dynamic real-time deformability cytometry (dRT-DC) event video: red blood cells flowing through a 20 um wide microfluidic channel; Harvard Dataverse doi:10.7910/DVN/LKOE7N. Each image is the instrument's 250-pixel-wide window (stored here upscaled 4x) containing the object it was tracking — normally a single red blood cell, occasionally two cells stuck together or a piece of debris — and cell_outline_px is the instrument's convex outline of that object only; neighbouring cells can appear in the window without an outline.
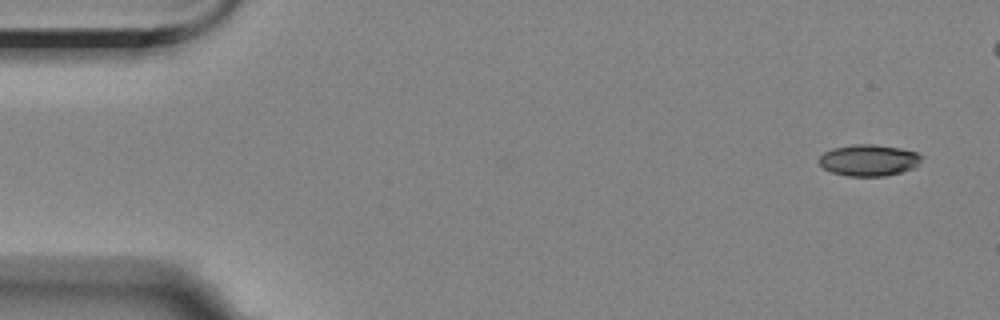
{"species": "Egyptian fruit bat (a non-hibernating species)", "species_latin": "Rousettus aegyptiacus", "temperature_condition": "room temperature", "stored_images_in_passage": 6, "camera_frame_rate_fps": 3000, "um_per_image_px": 0.085, "animal": {"sex": "female"}, "frame": {"image": 1, "passage_image": 1, "time_ms": 0.0, "image_size_px": [1000, 320], "cell_outline_px": [[924, 156], [916, 168], [884, 176], [848, 176], [832, 172], [824, 168], [816, 160], [824, 152], [832, 148], [852, 144], [872, 144], [900, 148], [916, 152]], "centroid_in_image_um": [73.85, 13.61], "position_along_channel_um": 11.1, "area_um2": 18.96}}